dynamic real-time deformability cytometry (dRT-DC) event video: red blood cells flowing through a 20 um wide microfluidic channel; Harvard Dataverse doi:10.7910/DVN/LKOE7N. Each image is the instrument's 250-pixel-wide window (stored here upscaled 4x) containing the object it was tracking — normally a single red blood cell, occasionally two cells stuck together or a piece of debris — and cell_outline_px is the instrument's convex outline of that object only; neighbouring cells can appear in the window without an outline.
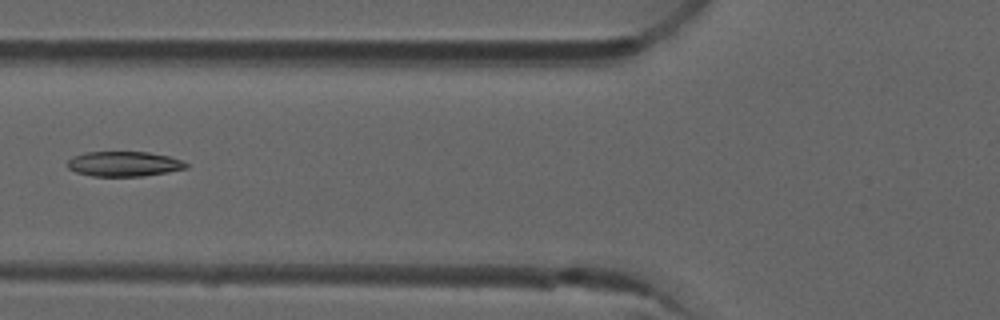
{"species": "common noctule bat (a hibernating species)", "species_latin": "Nyctalus noctula", "temperature_condition": "room temperature", "stored_images_in_passage": 7, "camera_frame_rate_fps": 3000, "um_per_image_px": 0.085, "animal": {"sex": "male", "forearm_length_mm": 52.5}, "frame": {"image": 1, "passage_image": 6, "time_ms": 1.667, "image_size_px": [1000, 320], "cell_outline_px": [[188, 168], [168, 172], [140, 176], [92, 176], [76, 172], [68, 168], [68, 160], [72, 156], [88, 152], [148, 152], [168, 156], [180, 160], [188, 164]], "centroid_in_image_um": [10.53, 13.93], "position_along_channel_um": 115.3, "area_um2": 17.17}}
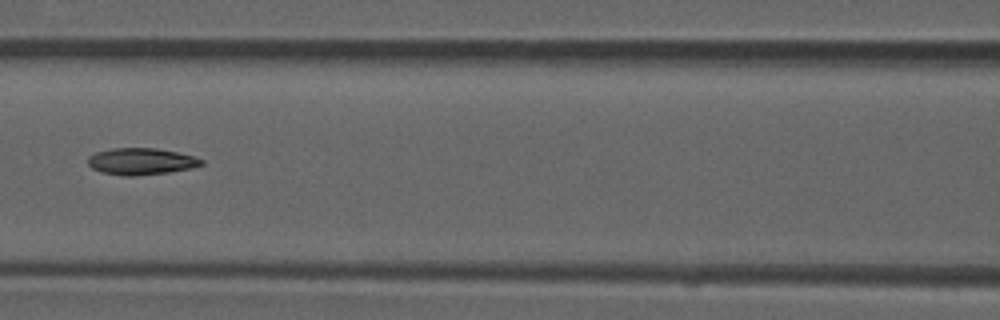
{"frame": {"image": 2, "passage_image": 7, "time_ms": 2.0, "image_size_px": [1000, 320], "cell_outline_px": [[204, 164], [192, 168], [168, 172], [136, 176], [124, 176], [100, 172], [92, 168], [88, 164], [88, 156], [96, 152], [112, 148], [156, 148], [176, 152], [192, 156], [204, 160]], "centroid_in_image_um": [11.98, 13.72], "position_along_channel_um": 154.6, "area_um2": 17.69}}